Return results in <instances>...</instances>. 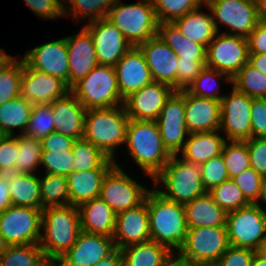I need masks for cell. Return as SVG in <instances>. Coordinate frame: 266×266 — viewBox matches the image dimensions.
<instances>
[{"instance_id": "cell-17", "label": "cell", "mask_w": 266, "mask_h": 266, "mask_svg": "<svg viewBox=\"0 0 266 266\" xmlns=\"http://www.w3.org/2000/svg\"><path fill=\"white\" fill-rule=\"evenodd\" d=\"M173 92L171 86L152 81L126 97L123 106L130 119L156 121Z\"/></svg>"}, {"instance_id": "cell-55", "label": "cell", "mask_w": 266, "mask_h": 266, "mask_svg": "<svg viewBox=\"0 0 266 266\" xmlns=\"http://www.w3.org/2000/svg\"><path fill=\"white\" fill-rule=\"evenodd\" d=\"M251 137L266 138V98H252Z\"/></svg>"}, {"instance_id": "cell-10", "label": "cell", "mask_w": 266, "mask_h": 266, "mask_svg": "<svg viewBox=\"0 0 266 266\" xmlns=\"http://www.w3.org/2000/svg\"><path fill=\"white\" fill-rule=\"evenodd\" d=\"M42 209L11 205L0 213V234L8 245L39 244Z\"/></svg>"}, {"instance_id": "cell-53", "label": "cell", "mask_w": 266, "mask_h": 266, "mask_svg": "<svg viewBox=\"0 0 266 266\" xmlns=\"http://www.w3.org/2000/svg\"><path fill=\"white\" fill-rule=\"evenodd\" d=\"M31 10L46 19H55L66 14L67 8L62 0H24ZM66 7V10H65Z\"/></svg>"}, {"instance_id": "cell-65", "label": "cell", "mask_w": 266, "mask_h": 266, "mask_svg": "<svg viewBox=\"0 0 266 266\" xmlns=\"http://www.w3.org/2000/svg\"><path fill=\"white\" fill-rule=\"evenodd\" d=\"M8 244L5 242L3 236L0 234V257L6 251Z\"/></svg>"}, {"instance_id": "cell-58", "label": "cell", "mask_w": 266, "mask_h": 266, "mask_svg": "<svg viewBox=\"0 0 266 266\" xmlns=\"http://www.w3.org/2000/svg\"><path fill=\"white\" fill-rule=\"evenodd\" d=\"M12 205L7 174H0V213Z\"/></svg>"}, {"instance_id": "cell-25", "label": "cell", "mask_w": 266, "mask_h": 266, "mask_svg": "<svg viewBox=\"0 0 266 266\" xmlns=\"http://www.w3.org/2000/svg\"><path fill=\"white\" fill-rule=\"evenodd\" d=\"M69 62V88L84 78L99 62L90 34L82 28L81 32L65 38Z\"/></svg>"}, {"instance_id": "cell-7", "label": "cell", "mask_w": 266, "mask_h": 266, "mask_svg": "<svg viewBox=\"0 0 266 266\" xmlns=\"http://www.w3.org/2000/svg\"><path fill=\"white\" fill-rule=\"evenodd\" d=\"M70 92L87 109L118 107L124 99L117 85L112 66L97 65L84 78L76 82ZM122 100V101H121Z\"/></svg>"}, {"instance_id": "cell-42", "label": "cell", "mask_w": 266, "mask_h": 266, "mask_svg": "<svg viewBox=\"0 0 266 266\" xmlns=\"http://www.w3.org/2000/svg\"><path fill=\"white\" fill-rule=\"evenodd\" d=\"M18 149L16 173L33 174L40 164L43 151L41 140L24 134L18 135Z\"/></svg>"}, {"instance_id": "cell-43", "label": "cell", "mask_w": 266, "mask_h": 266, "mask_svg": "<svg viewBox=\"0 0 266 266\" xmlns=\"http://www.w3.org/2000/svg\"><path fill=\"white\" fill-rule=\"evenodd\" d=\"M54 132V117L51 104H33L24 135L42 140Z\"/></svg>"}, {"instance_id": "cell-48", "label": "cell", "mask_w": 266, "mask_h": 266, "mask_svg": "<svg viewBox=\"0 0 266 266\" xmlns=\"http://www.w3.org/2000/svg\"><path fill=\"white\" fill-rule=\"evenodd\" d=\"M200 173L202 185L207 192L229 179V174L222 154L213 157L200 165Z\"/></svg>"}, {"instance_id": "cell-29", "label": "cell", "mask_w": 266, "mask_h": 266, "mask_svg": "<svg viewBox=\"0 0 266 266\" xmlns=\"http://www.w3.org/2000/svg\"><path fill=\"white\" fill-rule=\"evenodd\" d=\"M183 206L187 228L226 226L228 213L215 203L207 191Z\"/></svg>"}, {"instance_id": "cell-34", "label": "cell", "mask_w": 266, "mask_h": 266, "mask_svg": "<svg viewBox=\"0 0 266 266\" xmlns=\"http://www.w3.org/2000/svg\"><path fill=\"white\" fill-rule=\"evenodd\" d=\"M8 182L12 205L41 209L39 177L14 172L8 174Z\"/></svg>"}, {"instance_id": "cell-70", "label": "cell", "mask_w": 266, "mask_h": 266, "mask_svg": "<svg viewBox=\"0 0 266 266\" xmlns=\"http://www.w3.org/2000/svg\"><path fill=\"white\" fill-rule=\"evenodd\" d=\"M7 135L3 132V130L0 128V142L6 137Z\"/></svg>"}, {"instance_id": "cell-13", "label": "cell", "mask_w": 266, "mask_h": 266, "mask_svg": "<svg viewBox=\"0 0 266 266\" xmlns=\"http://www.w3.org/2000/svg\"><path fill=\"white\" fill-rule=\"evenodd\" d=\"M205 5L213 13L217 32L219 22L230 26L234 35L247 37L260 22L256 0H205Z\"/></svg>"}, {"instance_id": "cell-54", "label": "cell", "mask_w": 266, "mask_h": 266, "mask_svg": "<svg viewBox=\"0 0 266 266\" xmlns=\"http://www.w3.org/2000/svg\"><path fill=\"white\" fill-rule=\"evenodd\" d=\"M249 150L251 167L261 176L266 175V138L251 137L245 141Z\"/></svg>"}, {"instance_id": "cell-46", "label": "cell", "mask_w": 266, "mask_h": 266, "mask_svg": "<svg viewBox=\"0 0 266 266\" xmlns=\"http://www.w3.org/2000/svg\"><path fill=\"white\" fill-rule=\"evenodd\" d=\"M227 141L222 149V157L224 159L229 178L241 174L245 169L251 167L249 150L246 142Z\"/></svg>"}, {"instance_id": "cell-62", "label": "cell", "mask_w": 266, "mask_h": 266, "mask_svg": "<svg viewBox=\"0 0 266 266\" xmlns=\"http://www.w3.org/2000/svg\"><path fill=\"white\" fill-rule=\"evenodd\" d=\"M259 20L266 19V0H256Z\"/></svg>"}, {"instance_id": "cell-37", "label": "cell", "mask_w": 266, "mask_h": 266, "mask_svg": "<svg viewBox=\"0 0 266 266\" xmlns=\"http://www.w3.org/2000/svg\"><path fill=\"white\" fill-rule=\"evenodd\" d=\"M32 103L19 96L0 105V128L8 136L13 129L20 128L24 134L32 111Z\"/></svg>"}, {"instance_id": "cell-56", "label": "cell", "mask_w": 266, "mask_h": 266, "mask_svg": "<svg viewBox=\"0 0 266 266\" xmlns=\"http://www.w3.org/2000/svg\"><path fill=\"white\" fill-rule=\"evenodd\" d=\"M255 250L249 248L229 246L221 255L217 264L219 266H251Z\"/></svg>"}, {"instance_id": "cell-9", "label": "cell", "mask_w": 266, "mask_h": 266, "mask_svg": "<svg viewBox=\"0 0 266 266\" xmlns=\"http://www.w3.org/2000/svg\"><path fill=\"white\" fill-rule=\"evenodd\" d=\"M230 246L226 226L188 228L179 255L193 263H217Z\"/></svg>"}, {"instance_id": "cell-52", "label": "cell", "mask_w": 266, "mask_h": 266, "mask_svg": "<svg viewBox=\"0 0 266 266\" xmlns=\"http://www.w3.org/2000/svg\"><path fill=\"white\" fill-rule=\"evenodd\" d=\"M19 153L18 136H6L0 142V174L16 172V160Z\"/></svg>"}, {"instance_id": "cell-26", "label": "cell", "mask_w": 266, "mask_h": 266, "mask_svg": "<svg viewBox=\"0 0 266 266\" xmlns=\"http://www.w3.org/2000/svg\"><path fill=\"white\" fill-rule=\"evenodd\" d=\"M75 139L61 133L51 132L41 140L40 164L46 167L45 173L68 176L73 171L72 147Z\"/></svg>"}, {"instance_id": "cell-5", "label": "cell", "mask_w": 266, "mask_h": 266, "mask_svg": "<svg viewBox=\"0 0 266 266\" xmlns=\"http://www.w3.org/2000/svg\"><path fill=\"white\" fill-rule=\"evenodd\" d=\"M132 46L146 42L158 35L159 22L151 0L123 5L116 0L107 17Z\"/></svg>"}, {"instance_id": "cell-59", "label": "cell", "mask_w": 266, "mask_h": 266, "mask_svg": "<svg viewBox=\"0 0 266 266\" xmlns=\"http://www.w3.org/2000/svg\"><path fill=\"white\" fill-rule=\"evenodd\" d=\"M93 266H124L122 254L119 249H116L107 258L97 262Z\"/></svg>"}, {"instance_id": "cell-64", "label": "cell", "mask_w": 266, "mask_h": 266, "mask_svg": "<svg viewBox=\"0 0 266 266\" xmlns=\"http://www.w3.org/2000/svg\"><path fill=\"white\" fill-rule=\"evenodd\" d=\"M259 199L266 203V175L262 176L261 193Z\"/></svg>"}, {"instance_id": "cell-22", "label": "cell", "mask_w": 266, "mask_h": 266, "mask_svg": "<svg viewBox=\"0 0 266 266\" xmlns=\"http://www.w3.org/2000/svg\"><path fill=\"white\" fill-rule=\"evenodd\" d=\"M114 69L123 99L153 81L144 54L138 46H132L117 62Z\"/></svg>"}, {"instance_id": "cell-31", "label": "cell", "mask_w": 266, "mask_h": 266, "mask_svg": "<svg viewBox=\"0 0 266 266\" xmlns=\"http://www.w3.org/2000/svg\"><path fill=\"white\" fill-rule=\"evenodd\" d=\"M109 170L72 171L67 176L69 204H80L100 196L102 181Z\"/></svg>"}, {"instance_id": "cell-30", "label": "cell", "mask_w": 266, "mask_h": 266, "mask_svg": "<svg viewBox=\"0 0 266 266\" xmlns=\"http://www.w3.org/2000/svg\"><path fill=\"white\" fill-rule=\"evenodd\" d=\"M181 153L183 160L195 165H202L207 160L222 153L224 143L223 137L218 135V131L188 134Z\"/></svg>"}, {"instance_id": "cell-28", "label": "cell", "mask_w": 266, "mask_h": 266, "mask_svg": "<svg viewBox=\"0 0 266 266\" xmlns=\"http://www.w3.org/2000/svg\"><path fill=\"white\" fill-rule=\"evenodd\" d=\"M78 210L82 231L113 237L116 214L100 197L80 204Z\"/></svg>"}, {"instance_id": "cell-24", "label": "cell", "mask_w": 266, "mask_h": 266, "mask_svg": "<svg viewBox=\"0 0 266 266\" xmlns=\"http://www.w3.org/2000/svg\"><path fill=\"white\" fill-rule=\"evenodd\" d=\"M185 124L189 134L220 131L221 103L184 90Z\"/></svg>"}, {"instance_id": "cell-12", "label": "cell", "mask_w": 266, "mask_h": 266, "mask_svg": "<svg viewBox=\"0 0 266 266\" xmlns=\"http://www.w3.org/2000/svg\"><path fill=\"white\" fill-rule=\"evenodd\" d=\"M147 192L115 163L102 181L99 197L117 215L141 204Z\"/></svg>"}, {"instance_id": "cell-41", "label": "cell", "mask_w": 266, "mask_h": 266, "mask_svg": "<svg viewBox=\"0 0 266 266\" xmlns=\"http://www.w3.org/2000/svg\"><path fill=\"white\" fill-rule=\"evenodd\" d=\"M232 84L251 98H266V76L249 62L232 78Z\"/></svg>"}, {"instance_id": "cell-38", "label": "cell", "mask_w": 266, "mask_h": 266, "mask_svg": "<svg viewBox=\"0 0 266 266\" xmlns=\"http://www.w3.org/2000/svg\"><path fill=\"white\" fill-rule=\"evenodd\" d=\"M23 60L8 55L0 63V105L20 96Z\"/></svg>"}, {"instance_id": "cell-2", "label": "cell", "mask_w": 266, "mask_h": 266, "mask_svg": "<svg viewBox=\"0 0 266 266\" xmlns=\"http://www.w3.org/2000/svg\"><path fill=\"white\" fill-rule=\"evenodd\" d=\"M41 227L45 235L40 236L39 246L48 261L58 260L82 231L78 207L69 204L42 209Z\"/></svg>"}, {"instance_id": "cell-69", "label": "cell", "mask_w": 266, "mask_h": 266, "mask_svg": "<svg viewBox=\"0 0 266 266\" xmlns=\"http://www.w3.org/2000/svg\"><path fill=\"white\" fill-rule=\"evenodd\" d=\"M8 56L4 50L0 49V63Z\"/></svg>"}, {"instance_id": "cell-8", "label": "cell", "mask_w": 266, "mask_h": 266, "mask_svg": "<svg viewBox=\"0 0 266 266\" xmlns=\"http://www.w3.org/2000/svg\"><path fill=\"white\" fill-rule=\"evenodd\" d=\"M226 229L231 246L259 251L266 240V211L258 203L231 211Z\"/></svg>"}, {"instance_id": "cell-71", "label": "cell", "mask_w": 266, "mask_h": 266, "mask_svg": "<svg viewBox=\"0 0 266 266\" xmlns=\"http://www.w3.org/2000/svg\"><path fill=\"white\" fill-rule=\"evenodd\" d=\"M261 21L266 25V19H262Z\"/></svg>"}, {"instance_id": "cell-21", "label": "cell", "mask_w": 266, "mask_h": 266, "mask_svg": "<svg viewBox=\"0 0 266 266\" xmlns=\"http://www.w3.org/2000/svg\"><path fill=\"white\" fill-rule=\"evenodd\" d=\"M112 238L116 249L151 240L147 195L137 207L116 215L115 231Z\"/></svg>"}, {"instance_id": "cell-57", "label": "cell", "mask_w": 266, "mask_h": 266, "mask_svg": "<svg viewBox=\"0 0 266 266\" xmlns=\"http://www.w3.org/2000/svg\"><path fill=\"white\" fill-rule=\"evenodd\" d=\"M249 54H266V25L260 21L247 36Z\"/></svg>"}, {"instance_id": "cell-16", "label": "cell", "mask_w": 266, "mask_h": 266, "mask_svg": "<svg viewBox=\"0 0 266 266\" xmlns=\"http://www.w3.org/2000/svg\"><path fill=\"white\" fill-rule=\"evenodd\" d=\"M83 28L93 40L99 65L114 67L132 47L121 31L107 18L91 21Z\"/></svg>"}, {"instance_id": "cell-27", "label": "cell", "mask_w": 266, "mask_h": 266, "mask_svg": "<svg viewBox=\"0 0 266 266\" xmlns=\"http://www.w3.org/2000/svg\"><path fill=\"white\" fill-rule=\"evenodd\" d=\"M54 131L76 139L83 138L87 109L69 91L51 103Z\"/></svg>"}, {"instance_id": "cell-15", "label": "cell", "mask_w": 266, "mask_h": 266, "mask_svg": "<svg viewBox=\"0 0 266 266\" xmlns=\"http://www.w3.org/2000/svg\"><path fill=\"white\" fill-rule=\"evenodd\" d=\"M156 123L165 148L171 155H178L185 144V134H189L185 124L184 91L170 95Z\"/></svg>"}, {"instance_id": "cell-6", "label": "cell", "mask_w": 266, "mask_h": 266, "mask_svg": "<svg viewBox=\"0 0 266 266\" xmlns=\"http://www.w3.org/2000/svg\"><path fill=\"white\" fill-rule=\"evenodd\" d=\"M154 185L161 182L167 192L156 189L164 198L185 205L206 192L202 185L200 166L177 159L172 155L163 170L153 179Z\"/></svg>"}, {"instance_id": "cell-40", "label": "cell", "mask_w": 266, "mask_h": 266, "mask_svg": "<svg viewBox=\"0 0 266 266\" xmlns=\"http://www.w3.org/2000/svg\"><path fill=\"white\" fill-rule=\"evenodd\" d=\"M41 192V209L69 205L67 177L46 173L39 178Z\"/></svg>"}, {"instance_id": "cell-39", "label": "cell", "mask_w": 266, "mask_h": 266, "mask_svg": "<svg viewBox=\"0 0 266 266\" xmlns=\"http://www.w3.org/2000/svg\"><path fill=\"white\" fill-rule=\"evenodd\" d=\"M48 262L39 244L8 245L0 266H45Z\"/></svg>"}, {"instance_id": "cell-63", "label": "cell", "mask_w": 266, "mask_h": 266, "mask_svg": "<svg viewBox=\"0 0 266 266\" xmlns=\"http://www.w3.org/2000/svg\"><path fill=\"white\" fill-rule=\"evenodd\" d=\"M251 266H266V258L256 251L252 259Z\"/></svg>"}, {"instance_id": "cell-51", "label": "cell", "mask_w": 266, "mask_h": 266, "mask_svg": "<svg viewBox=\"0 0 266 266\" xmlns=\"http://www.w3.org/2000/svg\"><path fill=\"white\" fill-rule=\"evenodd\" d=\"M232 180L250 204H257L261 193L262 176L260 174L249 167L238 176L233 177Z\"/></svg>"}, {"instance_id": "cell-33", "label": "cell", "mask_w": 266, "mask_h": 266, "mask_svg": "<svg viewBox=\"0 0 266 266\" xmlns=\"http://www.w3.org/2000/svg\"><path fill=\"white\" fill-rule=\"evenodd\" d=\"M199 9L177 18L174 23L181 30L183 36L207 48L218 32L212 15L200 13Z\"/></svg>"}, {"instance_id": "cell-44", "label": "cell", "mask_w": 266, "mask_h": 266, "mask_svg": "<svg viewBox=\"0 0 266 266\" xmlns=\"http://www.w3.org/2000/svg\"><path fill=\"white\" fill-rule=\"evenodd\" d=\"M159 23L174 22L177 18L201 8L205 0H151Z\"/></svg>"}, {"instance_id": "cell-60", "label": "cell", "mask_w": 266, "mask_h": 266, "mask_svg": "<svg viewBox=\"0 0 266 266\" xmlns=\"http://www.w3.org/2000/svg\"><path fill=\"white\" fill-rule=\"evenodd\" d=\"M248 62L266 76V54H249Z\"/></svg>"}, {"instance_id": "cell-32", "label": "cell", "mask_w": 266, "mask_h": 266, "mask_svg": "<svg viewBox=\"0 0 266 266\" xmlns=\"http://www.w3.org/2000/svg\"><path fill=\"white\" fill-rule=\"evenodd\" d=\"M124 266H162L173 253L156 241L136 243L119 249Z\"/></svg>"}, {"instance_id": "cell-19", "label": "cell", "mask_w": 266, "mask_h": 266, "mask_svg": "<svg viewBox=\"0 0 266 266\" xmlns=\"http://www.w3.org/2000/svg\"><path fill=\"white\" fill-rule=\"evenodd\" d=\"M115 250L112 237L81 231L76 242L58 260L65 266H93Z\"/></svg>"}, {"instance_id": "cell-1", "label": "cell", "mask_w": 266, "mask_h": 266, "mask_svg": "<svg viewBox=\"0 0 266 266\" xmlns=\"http://www.w3.org/2000/svg\"><path fill=\"white\" fill-rule=\"evenodd\" d=\"M150 239L171 252L180 250L187 239L184 206L164 198L156 189L147 192Z\"/></svg>"}, {"instance_id": "cell-67", "label": "cell", "mask_w": 266, "mask_h": 266, "mask_svg": "<svg viewBox=\"0 0 266 266\" xmlns=\"http://www.w3.org/2000/svg\"><path fill=\"white\" fill-rule=\"evenodd\" d=\"M258 252L266 258V240L261 244Z\"/></svg>"}, {"instance_id": "cell-11", "label": "cell", "mask_w": 266, "mask_h": 266, "mask_svg": "<svg viewBox=\"0 0 266 266\" xmlns=\"http://www.w3.org/2000/svg\"><path fill=\"white\" fill-rule=\"evenodd\" d=\"M249 61L247 37L223 33L207 46L206 66L233 78Z\"/></svg>"}, {"instance_id": "cell-18", "label": "cell", "mask_w": 266, "mask_h": 266, "mask_svg": "<svg viewBox=\"0 0 266 266\" xmlns=\"http://www.w3.org/2000/svg\"><path fill=\"white\" fill-rule=\"evenodd\" d=\"M70 88L60 78L30 68L23 60L20 96L32 104H51Z\"/></svg>"}, {"instance_id": "cell-47", "label": "cell", "mask_w": 266, "mask_h": 266, "mask_svg": "<svg viewBox=\"0 0 266 266\" xmlns=\"http://www.w3.org/2000/svg\"><path fill=\"white\" fill-rule=\"evenodd\" d=\"M67 2L71 5L69 10L71 16L82 19L88 16L91 22L106 18L116 0H67Z\"/></svg>"}, {"instance_id": "cell-3", "label": "cell", "mask_w": 266, "mask_h": 266, "mask_svg": "<svg viewBox=\"0 0 266 266\" xmlns=\"http://www.w3.org/2000/svg\"><path fill=\"white\" fill-rule=\"evenodd\" d=\"M125 143L128 145L129 154L152 180L172 156L163 144L156 121L130 119Z\"/></svg>"}, {"instance_id": "cell-14", "label": "cell", "mask_w": 266, "mask_h": 266, "mask_svg": "<svg viewBox=\"0 0 266 266\" xmlns=\"http://www.w3.org/2000/svg\"><path fill=\"white\" fill-rule=\"evenodd\" d=\"M221 103L220 129L226 132L227 140L245 142L251 138V104L252 98L238 91L224 95Z\"/></svg>"}, {"instance_id": "cell-20", "label": "cell", "mask_w": 266, "mask_h": 266, "mask_svg": "<svg viewBox=\"0 0 266 266\" xmlns=\"http://www.w3.org/2000/svg\"><path fill=\"white\" fill-rule=\"evenodd\" d=\"M23 60L30 68L58 77L69 87V62L65 38L35 47L25 53Z\"/></svg>"}, {"instance_id": "cell-36", "label": "cell", "mask_w": 266, "mask_h": 266, "mask_svg": "<svg viewBox=\"0 0 266 266\" xmlns=\"http://www.w3.org/2000/svg\"><path fill=\"white\" fill-rule=\"evenodd\" d=\"M73 171L110 170L115 161L86 139H76L72 147Z\"/></svg>"}, {"instance_id": "cell-66", "label": "cell", "mask_w": 266, "mask_h": 266, "mask_svg": "<svg viewBox=\"0 0 266 266\" xmlns=\"http://www.w3.org/2000/svg\"><path fill=\"white\" fill-rule=\"evenodd\" d=\"M45 266H65L59 260H49Z\"/></svg>"}, {"instance_id": "cell-49", "label": "cell", "mask_w": 266, "mask_h": 266, "mask_svg": "<svg viewBox=\"0 0 266 266\" xmlns=\"http://www.w3.org/2000/svg\"><path fill=\"white\" fill-rule=\"evenodd\" d=\"M223 75L226 76L228 83H232V78L229 75L206 66L186 91L189 94L198 97L212 98L221 101L224 95H218V91L215 92V90H209V85H211L213 80L217 79L218 77L221 78Z\"/></svg>"}, {"instance_id": "cell-68", "label": "cell", "mask_w": 266, "mask_h": 266, "mask_svg": "<svg viewBox=\"0 0 266 266\" xmlns=\"http://www.w3.org/2000/svg\"><path fill=\"white\" fill-rule=\"evenodd\" d=\"M191 266H219L217 263H193Z\"/></svg>"}, {"instance_id": "cell-50", "label": "cell", "mask_w": 266, "mask_h": 266, "mask_svg": "<svg viewBox=\"0 0 266 266\" xmlns=\"http://www.w3.org/2000/svg\"><path fill=\"white\" fill-rule=\"evenodd\" d=\"M176 91H184L206 67V59H182L178 57Z\"/></svg>"}, {"instance_id": "cell-4", "label": "cell", "mask_w": 266, "mask_h": 266, "mask_svg": "<svg viewBox=\"0 0 266 266\" xmlns=\"http://www.w3.org/2000/svg\"><path fill=\"white\" fill-rule=\"evenodd\" d=\"M129 120L123 103L119 108L89 109L85 115L83 138L114 160L116 147L125 143Z\"/></svg>"}, {"instance_id": "cell-35", "label": "cell", "mask_w": 266, "mask_h": 266, "mask_svg": "<svg viewBox=\"0 0 266 266\" xmlns=\"http://www.w3.org/2000/svg\"><path fill=\"white\" fill-rule=\"evenodd\" d=\"M158 36L182 59H206L207 48L183 36L174 22L159 23Z\"/></svg>"}, {"instance_id": "cell-61", "label": "cell", "mask_w": 266, "mask_h": 266, "mask_svg": "<svg viewBox=\"0 0 266 266\" xmlns=\"http://www.w3.org/2000/svg\"><path fill=\"white\" fill-rule=\"evenodd\" d=\"M176 254H171L170 257L164 262L162 266H191V264L183 259L179 254L174 258ZM174 258V259H173Z\"/></svg>"}, {"instance_id": "cell-45", "label": "cell", "mask_w": 266, "mask_h": 266, "mask_svg": "<svg viewBox=\"0 0 266 266\" xmlns=\"http://www.w3.org/2000/svg\"><path fill=\"white\" fill-rule=\"evenodd\" d=\"M208 192L215 203L227 213L250 204L243 196L240 188L230 178Z\"/></svg>"}, {"instance_id": "cell-23", "label": "cell", "mask_w": 266, "mask_h": 266, "mask_svg": "<svg viewBox=\"0 0 266 266\" xmlns=\"http://www.w3.org/2000/svg\"><path fill=\"white\" fill-rule=\"evenodd\" d=\"M144 54L153 81L167 84L176 91L178 56L159 36L138 45Z\"/></svg>"}]
</instances>
